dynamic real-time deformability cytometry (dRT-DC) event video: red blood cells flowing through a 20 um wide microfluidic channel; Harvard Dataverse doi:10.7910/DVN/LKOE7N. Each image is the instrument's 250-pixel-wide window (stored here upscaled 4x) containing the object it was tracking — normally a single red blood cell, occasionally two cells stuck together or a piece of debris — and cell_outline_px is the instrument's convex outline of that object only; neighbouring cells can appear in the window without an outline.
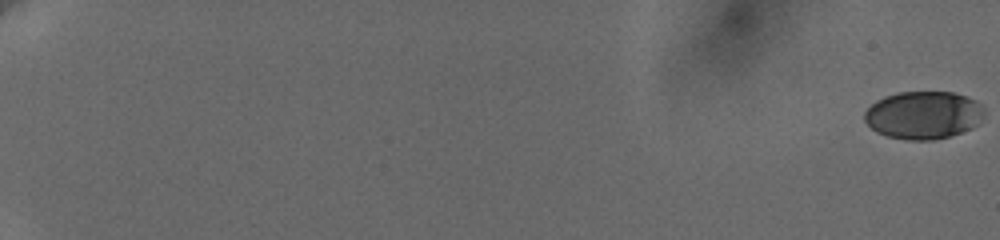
{"species": "human", "species_latin": "Homo sapiens", "temperature_condition": "cold", "stored_images_in_passage": 62, "camera_frame_rate_fps": 3000, "um_per_image_px": 0.085, "donor": {"sex": "female"}, "frame": {"image": 1, "passage_image": 1, "time_ms": 0.0, "image_size_px": [1000, 240], "cell_outline_px": [[984, 116], [972, 128], [948, 136], [932, 140], [908, 140], [888, 136], [876, 132], [864, 120], [864, 112], [876, 100], [884, 96], [900, 92], [952, 92], [968, 96], [976, 100], [984, 108]], "centroid_in_image_um": [78.49, 9.77], "position_along_channel_um": 6.5, "area_um2": 33.35}}
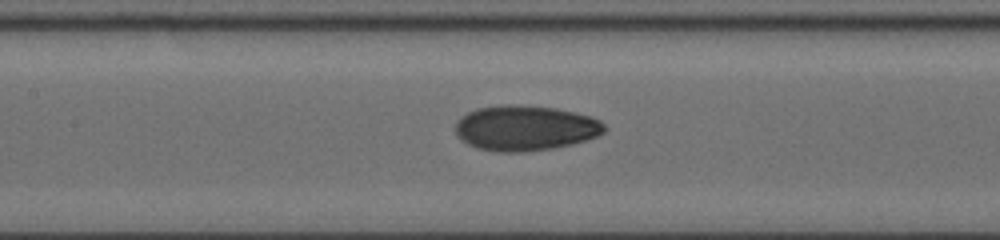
{"frame": {"image": 2, "passage_image": 34, "time_ms": 11.0, "image_size_px": [1000, 240], "cell_outline_px": [[608, 128], [604, 132], [596, 136], [572, 144], [552, 148], [524, 152], [496, 152], [476, 148], [460, 140], [456, 136], [456, 120], [460, 116], [476, 108], [504, 104], [508, 104], [556, 108], [576, 112], [592, 116], [600, 120]], "centroid_in_image_um": [44.62, 10.88], "position_along_channel_um": 162.8, "area_um2": 39.65}}
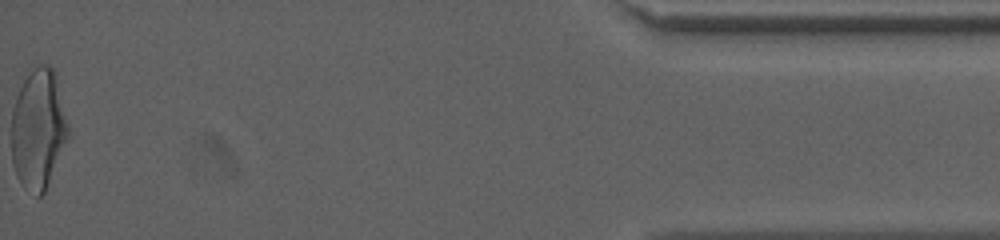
{"frame": {"image": 3, "passage_image": 62, "time_ms": 20.333, "image_size_px": [1000, 240], "cell_outline_px": [[72, 136], [44, 192], [40, 196], [36, 196], [24, 188], [16, 176], [12, 164], [12, 108], [20, 88], [24, 80], [40, 64], [48, 64], [52, 68], [56, 76]], "centroid_in_image_um": [3.29, 11.03], "position_along_channel_um": 431.9, "area_um2": 40.17}, "authors_computed_cell_mechanics": {"area_um2": 37.0209, "velocity_mm_per_s": 3.6469, "shape_relaxation_time_tau1_ms": 5.2907, "shape_relaxation_time_tau2_ms": 1.9733, "deformation_change_tau1": 0.1665, "deformation_change_tau2": 0.0585}}